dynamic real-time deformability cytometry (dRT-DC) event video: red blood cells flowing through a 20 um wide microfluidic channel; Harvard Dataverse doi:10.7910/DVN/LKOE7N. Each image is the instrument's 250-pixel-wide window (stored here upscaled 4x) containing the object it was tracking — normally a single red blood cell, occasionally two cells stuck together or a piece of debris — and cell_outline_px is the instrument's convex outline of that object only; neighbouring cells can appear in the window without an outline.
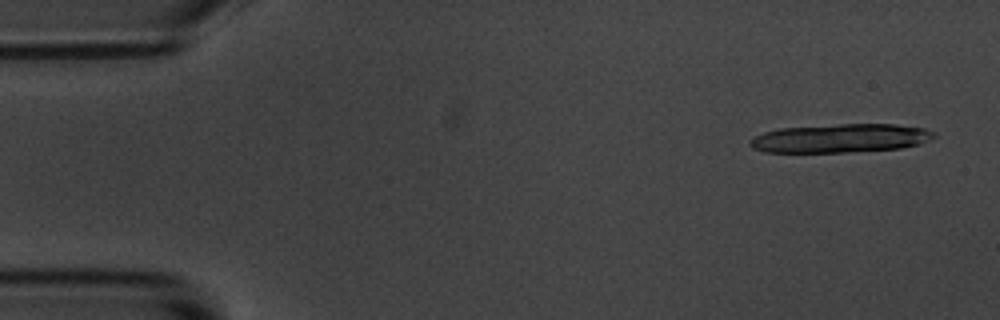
{"species": "common noctule bat (a hibernating species)", "species_latin": "Nyctalus noctula", "temperature_condition": "room temperature", "stored_images_in_passage": 4, "camera_frame_rate_fps": 3000, "um_per_image_px": 0.085, "animal": {"sex": "male", "body_mass_g": 20.1, "forearm_length_mm": 53.5}, "frame": {"image": 1, "passage_image": 1, "time_ms": 0.0, "image_size_px": [1000, 320], "cell_outline_px": [[936, 136], [920, 144], [900, 148], [844, 152], [764, 152], [752, 148], [748, 144], [748, 140], [764, 132], [780, 128], [840, 124], [892, 124], [924, 128], [936, 132]], "centroid_in_image_um": [71.42, 11.75], "position_along_channel_um": 13.6, "area_um2": 30.69}}